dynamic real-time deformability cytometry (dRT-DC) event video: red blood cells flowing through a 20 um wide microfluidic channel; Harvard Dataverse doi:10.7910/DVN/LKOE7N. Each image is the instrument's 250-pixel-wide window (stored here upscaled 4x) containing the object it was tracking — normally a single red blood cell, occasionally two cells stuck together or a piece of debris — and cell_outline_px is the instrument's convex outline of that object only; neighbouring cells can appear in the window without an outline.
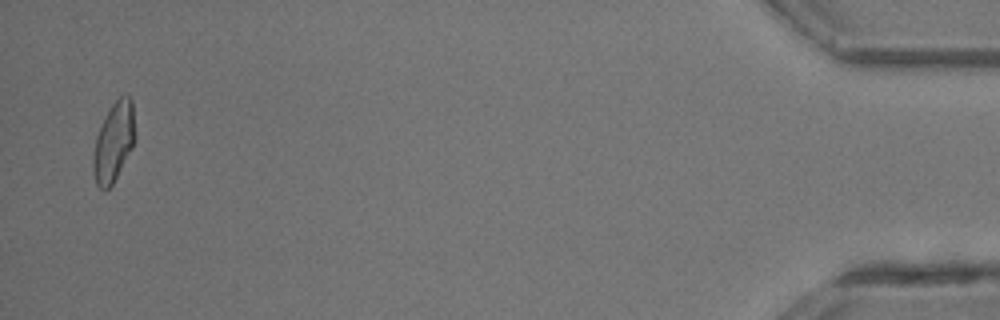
{"species": "common noctule bat (a hibernating species)", "species_latin": "Nyctalus noctula", "temperature_condition": "room temperature", "stored_images_in_passage": 28, "camera_frame_rate_fps": 3000, "um_per_image_px": 0.085, "animal": {"sex": "male", "body_mass_g": 13.3}, "frame": {"image": 1, "passage_image": 28, "time_ms": 9.0, "image_size_px": [1000, 320], "cell_outline_px": [[136, 140], [132, 148], [112, 184], [104, 192], [96, 184], [92, 172], [92, 156], [96, 136], [112, 104], [124, 92], [128, 92], [132, 100], [136, 132]], "centroid_in_image_um": [9.68, 12.05], "position_along_channel_um": 425.5, "area_um2": 19.65}}